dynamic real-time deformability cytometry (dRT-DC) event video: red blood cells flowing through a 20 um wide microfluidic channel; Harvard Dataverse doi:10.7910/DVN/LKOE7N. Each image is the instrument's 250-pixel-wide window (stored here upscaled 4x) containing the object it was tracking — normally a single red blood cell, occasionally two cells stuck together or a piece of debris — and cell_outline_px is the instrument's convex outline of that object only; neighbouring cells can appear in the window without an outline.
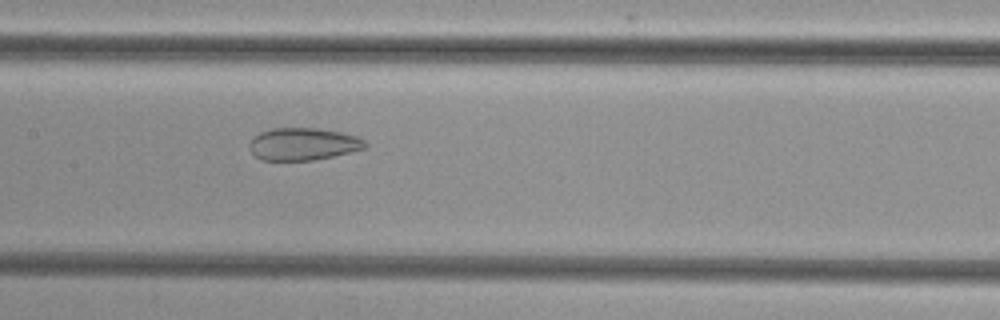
{"species": "common noctule bat (a hibernating species)", "species_latin": "Nyctalus noctula", "temperature_condition": "cold", "stored_images_in_passage": 51, "camera_frame_rate_fps": 3000, "um_per_image_px": 0.085, "animal": {"sex": "female", "body_mass_g": 29.2, "forearm_length_mm": 56.3}, "frame": {"image": 1, "passage_image": 25, "time_ms": 8.0, "image_size_px": [1000, 320], "cell_outline_px": [[368, 144], [364, 148], [332, 156], [312, 160], [260, 160], [248, 148], [248, 144], [260, 132], [272, 128], [316, 128], [340, 132], [356, 136], [364, 140]], "centroid_in_image_um": [25.73, 12.24], "position_along_channel_um": 181.7, "area_um2": 21.62}}
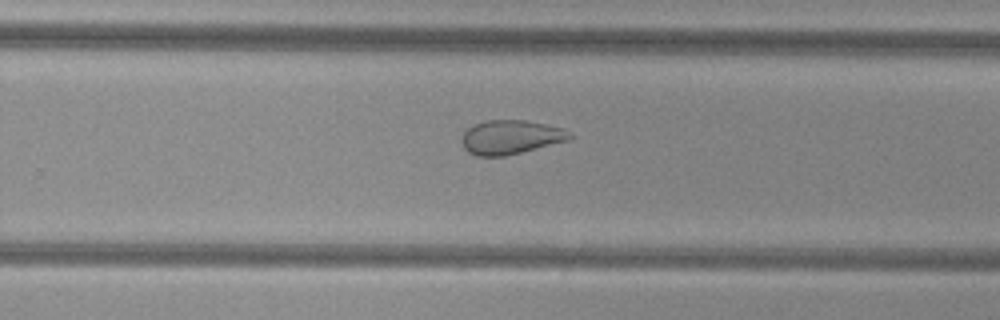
{"frame": {"image": 2, "passage_image": 33, "time_ms": 10.667, "image_size_px": [1000, 320], "cell_outline_px": [[572, 136], [568, 140], [504, 156], [476, 156], [468, 152], [464, 148], [460, 140], [460, 136], [472, 124], [484, 120], [528, 120], [564, 128], [572, 132]], "centroid_in_image_um": [43.37, 11.64], "position_along_channel_um": 286.4, "area_um2": 21.62}}
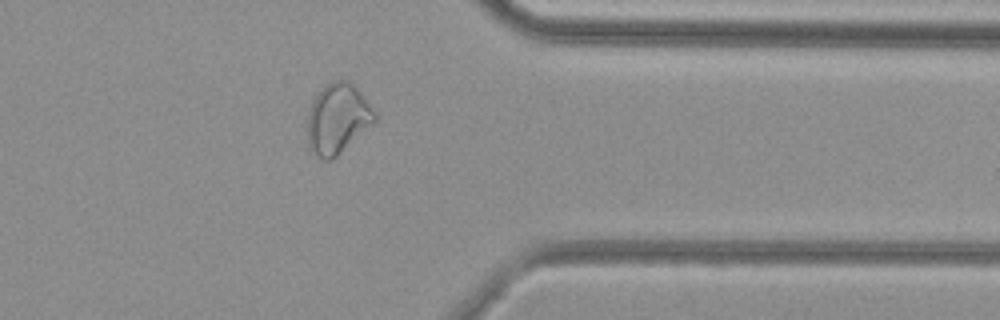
{"frame": {"image": 3, "passage_image": 41, "time_ms": 13.333, "image_size_px": [1000, 320], "cell_outline_px": [[376, 120], [332, 160], [320, 160], [312, 152], [308, 144], [308, 112], [312, 100], [324, 84], [332, 80], [348, 80], [364, 96], [376, 112]], "centroid_in_image_um": [28.67, 10.07], "position_along_channel_um": 382.7, "area_um2": 27.46}}